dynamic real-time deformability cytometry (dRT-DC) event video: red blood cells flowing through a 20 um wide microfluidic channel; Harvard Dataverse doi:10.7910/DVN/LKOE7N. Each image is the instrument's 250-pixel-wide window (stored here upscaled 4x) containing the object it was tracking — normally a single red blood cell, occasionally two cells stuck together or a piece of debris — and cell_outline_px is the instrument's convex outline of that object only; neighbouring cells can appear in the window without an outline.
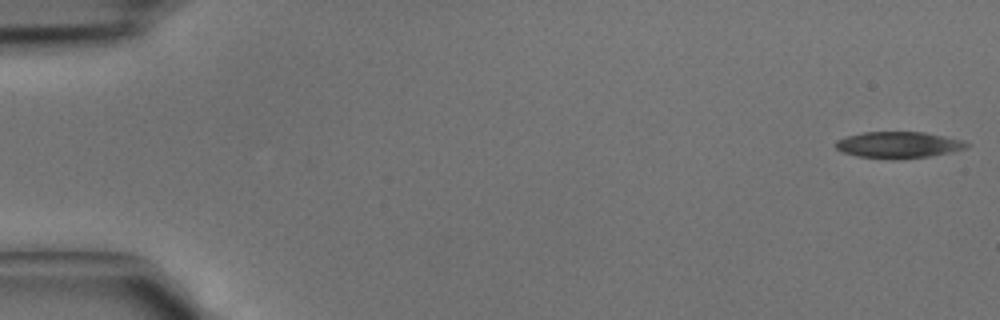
{"species": "common noctule bat (a hibernating species)", "species_latin": "Nyctalus noctula", "temperature_condition": "cold", "stored_images_in_passage": 42, "camera_frame_rate_fps": 3000, "um_per_image_px": 0.085, "animal": {"sex": "male", "body_mass_g": 15.6}, "frame": {"image": 1, "passage_image": 1, "time_ms": 0.0, "image_size_px": [1000, 320], "cell_outline_px": [[972, 144], [968, 148], [952, 152], [928, 156], [892, 160], [856, 156], [840, 152], [836, 148], [836, 140], [844, 136], [864, 132], [924, 132], [964, 140]], "centroid_in_image_um": [76.37, 12.32], "position_along_channel_um": 8.6, "area_um2": 20.52}}
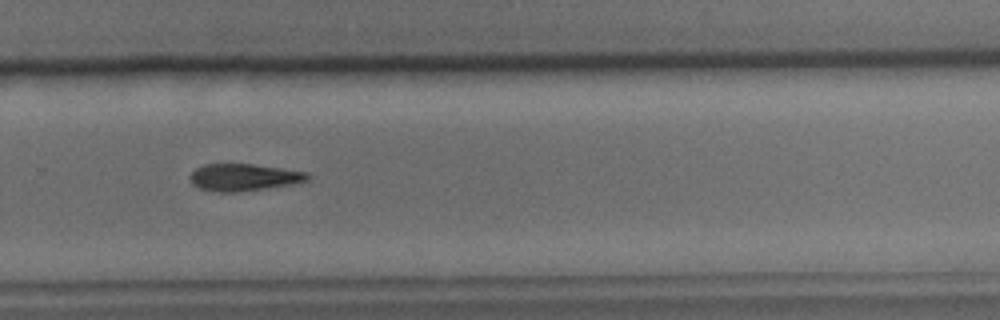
{"frame": {"image": 2, "passage_image": 29, "time_ms": 9.333, "image_size_px": [1000, 320], "cell_outline_px": [[312, 176], [308, 180], [292, 184], [236, 192], [216, 192], [200, 188], [192, 184], [188, 176], [196, 168], [204, 164], [252, 164], [308, 172]], "centroid_in_image_um": [20.71, 15.07], "position_along_channel_um": 309.1, "area_um2": 18.5}}
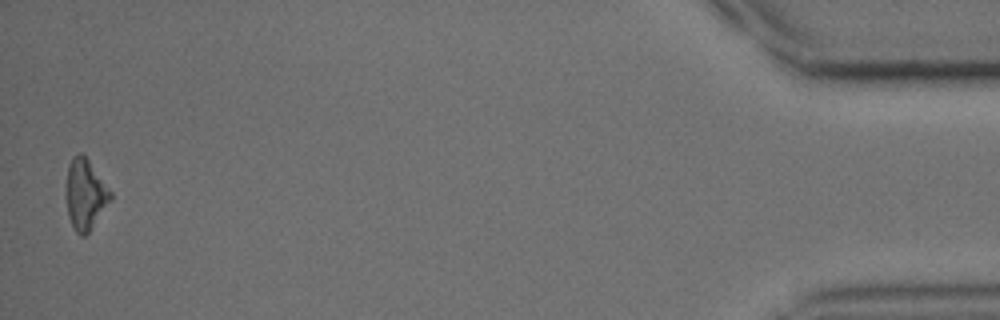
{"frame": {"image": 3, "passage_image": 42, "time_ms": 13.667, "image_size_px": [1000, 320], "cell_outline_px": [[112, 200], [88, 232], [84, 236], [80, 236], [72, 228], [68, 216], [64, 196], [68, 164], [72, 156], [80, 152], [88, 160], [112, 192]], "centroid_in_image_um": [7.21, 16.53], "position_along_channel_um": 428.0, "area_um2": 18.55}}